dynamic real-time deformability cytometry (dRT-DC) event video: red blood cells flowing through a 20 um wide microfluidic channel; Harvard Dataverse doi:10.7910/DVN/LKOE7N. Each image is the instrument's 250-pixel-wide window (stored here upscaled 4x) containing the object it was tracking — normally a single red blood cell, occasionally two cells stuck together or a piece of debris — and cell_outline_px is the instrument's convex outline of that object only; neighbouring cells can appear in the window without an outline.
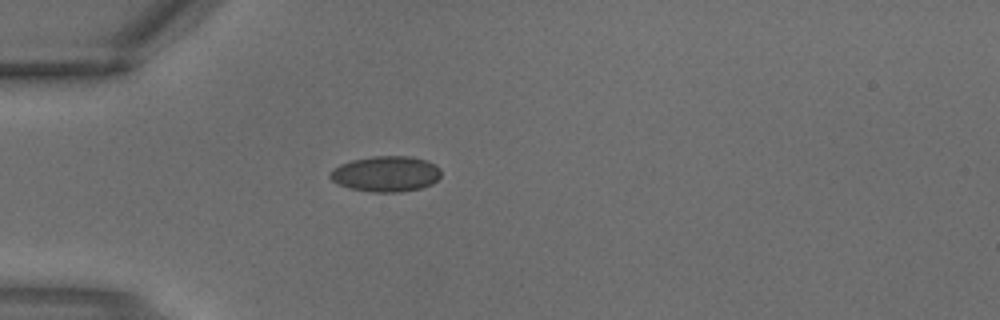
{"species": "common noctule bat (a hibernating species)", "species_latin": "Nyctalus noctula", "temperature_condition": "warm", "stored_images_in_passage": 2, "camera_frame_rate_fps": 3000, "um_per_image_px": 0.085, "animal": {"sex": "male", "body_mass_g": 18.8}, "frame": {"image": 1, "passage_image": 2, "time_ms": 0.333, "image_size_px": [1000, 320], "cell_outline_px": [[440, 176], [432, 184], [420, 188], [400, 192], [372, 192], [352, 188], [336, 184], [328, 176], [340, 164], [352, 160], [372, 156], [412, 156], [428, 160], [436, 164], [440, 168]], "centroid_in_image_um": [32.83, 14.77], "position_along_channel_um": 52.2, "area_um2": 23.06}}